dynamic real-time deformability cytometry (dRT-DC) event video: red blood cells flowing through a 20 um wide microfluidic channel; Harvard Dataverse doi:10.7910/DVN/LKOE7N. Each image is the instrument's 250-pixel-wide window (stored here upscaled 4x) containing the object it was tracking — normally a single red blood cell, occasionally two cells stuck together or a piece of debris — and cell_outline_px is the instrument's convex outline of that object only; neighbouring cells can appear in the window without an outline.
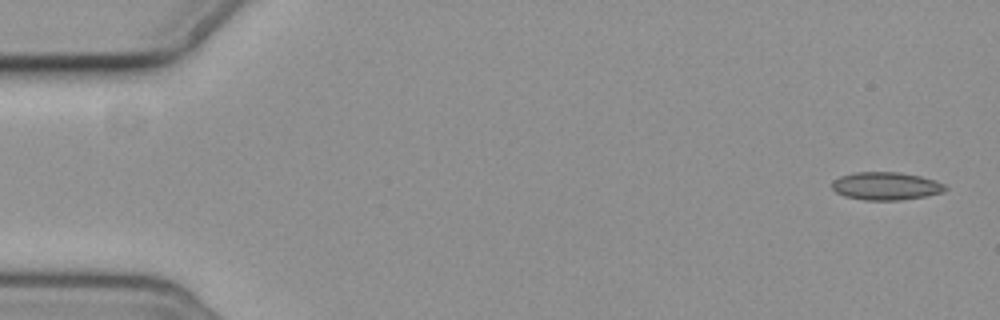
{"species": "common noctule bat (a hibernating species)", "species_latin": "Nyctalus noctula", "temperature_condition": "cold", "stored_images_in_passage": 4, "camera_frame_rate_fps": 3000, "um_per_image_px": 0.085, "animal": {"sex": "female", "body_mass_g": 19.3, "forearm_length_mm": 54.1}, "frame": {"image": 1, "passage_image": 1, "time_ms": 0.0, "image_size_px": [1000, 320], "cell_outline_px": [[948, 188], [944, 192], [924, 196], [900, 200], [864, 200], [844, 196], [836, 192], [832, 188], [832, 180], [840, 176], [856, 172], [900, 172], [920, 176], [936, 180], [944, 184]], "centroid_in_image_um": [75.3, 15.81], "position_along_channel_um": 9.7, "area_um2": 18.5}}
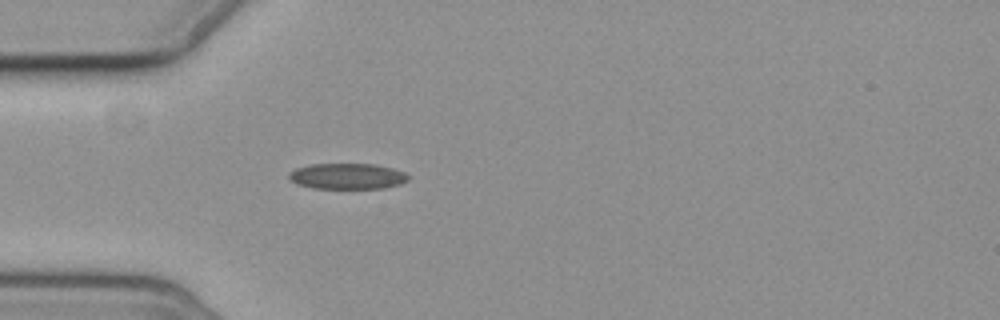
{"frame": {"image": 2, "passage_image": 4, "time_ms": 5.0, "image_size_px": [1000, 320], "cell_outline_px": [[412, 176], [408, 180], [400, 184], [384, 188], [312, 188], [296, 184], [288, 176], [288, 172], [296, 168], [312, 164], [376, 164], [392, 168], [404, 172]], "centroid_in_image_um": [29.54, 14.97], "position_along_channel_um": 55.5, "area_um2": 18.03}}